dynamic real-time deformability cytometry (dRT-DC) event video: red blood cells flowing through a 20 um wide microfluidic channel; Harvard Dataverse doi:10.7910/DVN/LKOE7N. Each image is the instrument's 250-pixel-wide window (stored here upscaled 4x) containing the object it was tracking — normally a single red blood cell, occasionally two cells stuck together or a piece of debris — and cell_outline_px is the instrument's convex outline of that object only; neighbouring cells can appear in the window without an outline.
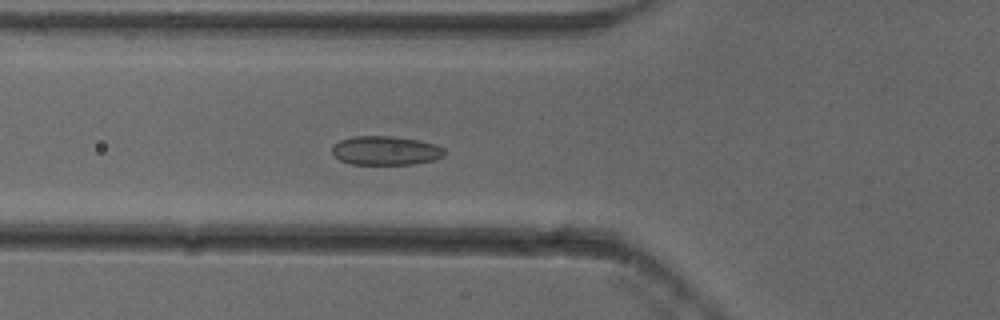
{"species": "common noctule bat (a hibernating species)", "species_latin": "Nyctalus noctula", "temperature_condition": "cold", "stored_images_in_passage": 55, "camera_frame_rate_fps": 3000, "um_per_image_px": 0.085, "animal": {"sex": "female"}, "frame": {"image": 1, "passage_image": 21, "time_ms": 6.667, "image_size_px": [1000, 320], "cell_outline_px": [[444, 156], [432, 160], [412, 164], [352, 164], [340, 160], [332, 152], [332, 144], [340, 140], [352, 136], [392, 136], [420, 140], [436, 144], [444, 148]], "centroid_in_image_um": [32.77, 12.78], "position_along_channel_um": 93.0, "area_um2": 19.02}}
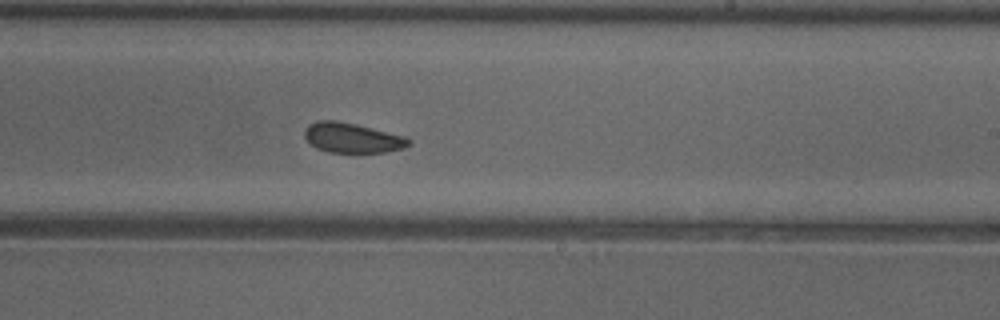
{"frame": {"image": 2, "passage_image": 34, "time_ms": 11.0, "image_size_px": [1000, 320], "cell_outline_px": [[412, 144], [404, 148], [384, 152], [328, 152], [316, 148], [304, 136], [304, 132], [308, 124], [316, 120], [336, 120], [356, 124], [404, 136], [412, 140]], "centroid_in_image_um": [29.94, 11.71], "position_along_channel_um": 259.1, "area_um2": 18.15}}
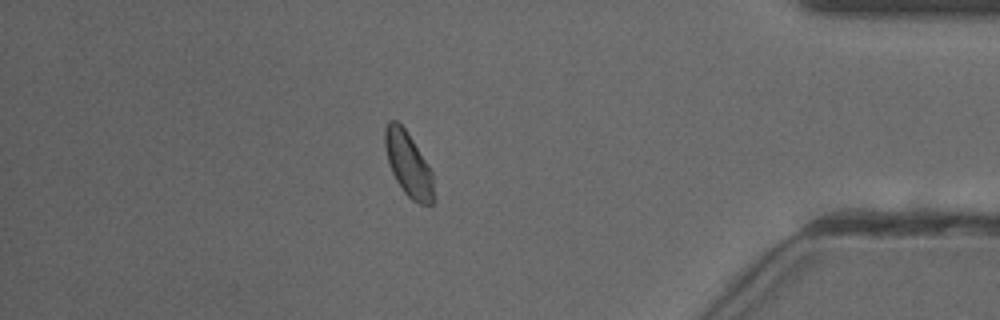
{"frame": {"image": 3, "passage_image": 48, "time_ms": 15.667, "image_size_px": [1000, 320], "cell_outline_px": [[436, 200], [432, 204], [420, 204], [412, 200], [404, 192], [396, 180], [392, 172], [388, 160], [384, 144], [384, 128], [388, 120], [396, 120], [404, 128], [428, 164], [432, 172]], "centroid_in_image_um": [34.72, 13.98], "position_along_channel_um": 400.5, "area_um2": 18.32}, "authors_computed_cell_mechanics": {"area_um2": 18.7272, "velocity_mm_per_s": 3.83, "shape_relaxation_time_tau1_ms": null, "shape_relaxation_time_tau2_ms": 2.3074, "deformation_change_tau1": null, "deformation_change_tau2": 0.0697}}